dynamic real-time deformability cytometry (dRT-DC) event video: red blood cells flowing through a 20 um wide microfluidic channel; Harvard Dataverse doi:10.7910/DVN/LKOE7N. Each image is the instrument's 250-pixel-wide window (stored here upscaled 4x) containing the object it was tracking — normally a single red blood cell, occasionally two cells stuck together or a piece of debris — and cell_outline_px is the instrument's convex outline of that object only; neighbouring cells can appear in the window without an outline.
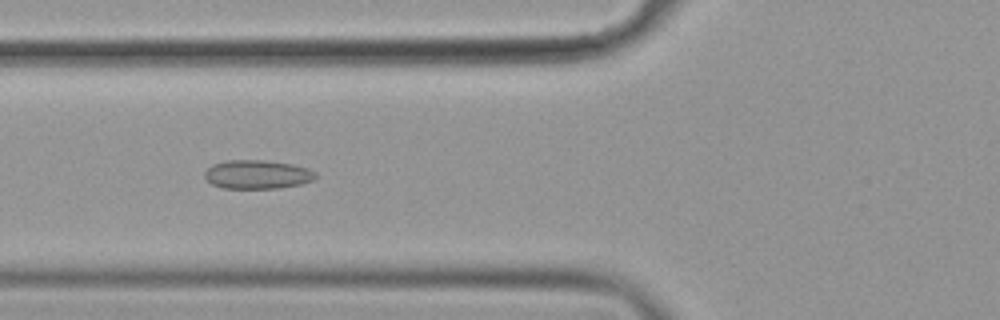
{"species": "common noctule bat (a hibernating species)", "species_latin": "Nyctalus noctula", "temperature_condition": "cold", "stored_images_in_passage": 56, "camera_frame_rate_fps": 3000, "um_per_image_px": 0.085, "animal": {"sex": "female", "body_mass_g": 19.9}, "frame": {"image": 1, "passage_image": 22, "time_ms": 7.0, "image_size_px": [1000, 320], "cell_outline_px": [[316, 180], [300, 184], [280, 188], [224, 188], [212, 184], [204, 176], [204, 172], [212, 164], [224, 160], [264, 160], [292, 164], [308, 168], [316, 172]], "centroid_in_image_um": [21.89, 14.82], "position_along_channel_um": 103.9, "area_um2": 18.73}}
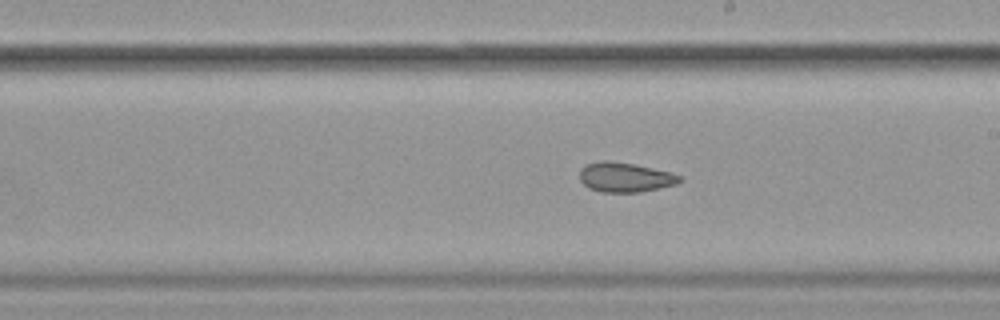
{"frame": {"image": 2, "passage_image": 33, "time_ms": 10.667, "image_size_px": [1000, 320], "cell_outline_px": [[684, 180], [676, 184], [640, 192], [600, 192], [588, 188], [580, 180], [580, 168], [584, 164], [600, 160], [608, 160], [632, 164], [652, 168], [668, 172], [680, 176]], "centroid_in_image_um": [53.08, 15.06], "position_along_channel_um": 235.9, "area_um2": 17.28}}
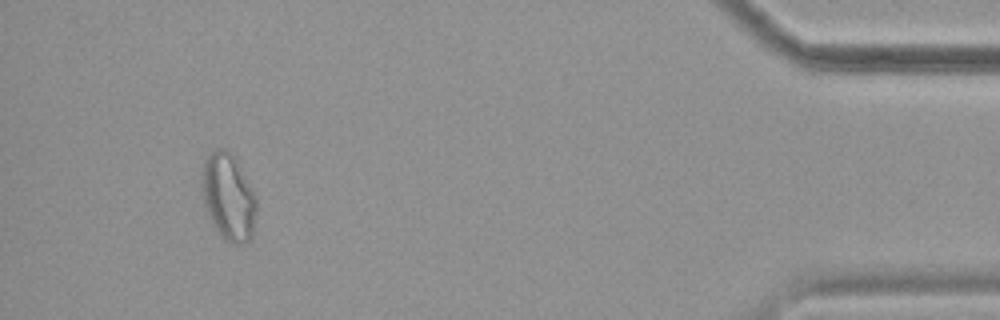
{"frame": {"image": 3, "passage_image": 53, "time_ms": 17.333, "image_size_px": [1000, 320], "cell_outline_px": [[256, 212], [252, 236], [244, 244], [232, 244], [220, 236], [212, 224], [208, 216], [204, 204], [200, 176], [200, 172], [204, 160], [216, 148], [224, 148], [236, 160], [252, 188], [256, 196]], "centroid_in_image_um": [19.39, 16.76], "position_along_channel_um": 415.8, "area_um2": 27.8}, "authors_computed_cell_mechanics": {"area_um2": 21.1259, "velocity_mm_per_s": 3.596, "shape_relaxation_time_tau1_ms": null, "shape_relaxation_time_tau2_ms": 2.365, "deformation_change_tau1": null, "deformation_change_tau2": 0.0788}}